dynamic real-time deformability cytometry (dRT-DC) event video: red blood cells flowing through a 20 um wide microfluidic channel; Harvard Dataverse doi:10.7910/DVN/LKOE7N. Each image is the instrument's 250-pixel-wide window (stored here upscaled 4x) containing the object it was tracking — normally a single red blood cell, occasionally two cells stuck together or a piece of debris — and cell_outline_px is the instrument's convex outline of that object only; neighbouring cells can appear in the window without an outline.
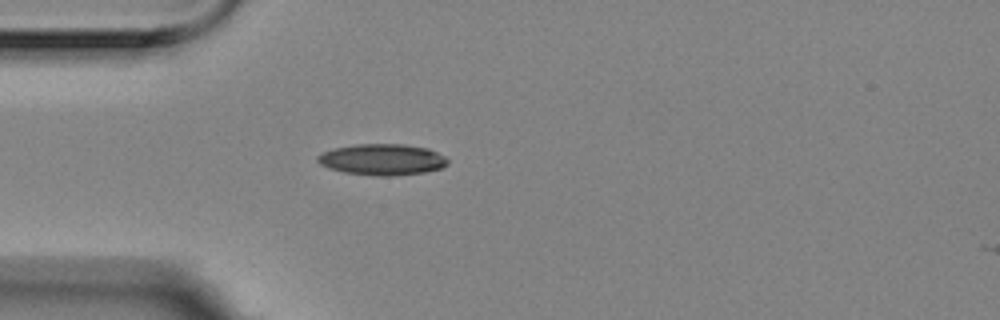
{"species": "Egyptian fruit bat (a non-hibernating species)", "species_latin": "Rousettus aegyptiacus", "temperature_condition": "room temperature", "stored_images_in_passage": 2, "camera_frame_rate_fps": 3000, "um_per_image_px": 0.085, "animal": {"sex": "female"}, "frame": {"image": 1, "passage_image": 1, "time_ms": 0.0, "image_size_px": [1000, 320], "cell_outline_px": [[448, 164], [440, 168], [424, 172], [392, 176], [376, 176], [344, 172], [328, 168], [320, 164], [316, 160], [316, 156], [324, 152], [336, 148], [356, 144], [404, 144], [428, 148], [444, 156], [448, 160]], "centroid_in_image_um": [32.48, 13.56], "position_along_channel_um": 52.5, "area_um2": 23.58}}